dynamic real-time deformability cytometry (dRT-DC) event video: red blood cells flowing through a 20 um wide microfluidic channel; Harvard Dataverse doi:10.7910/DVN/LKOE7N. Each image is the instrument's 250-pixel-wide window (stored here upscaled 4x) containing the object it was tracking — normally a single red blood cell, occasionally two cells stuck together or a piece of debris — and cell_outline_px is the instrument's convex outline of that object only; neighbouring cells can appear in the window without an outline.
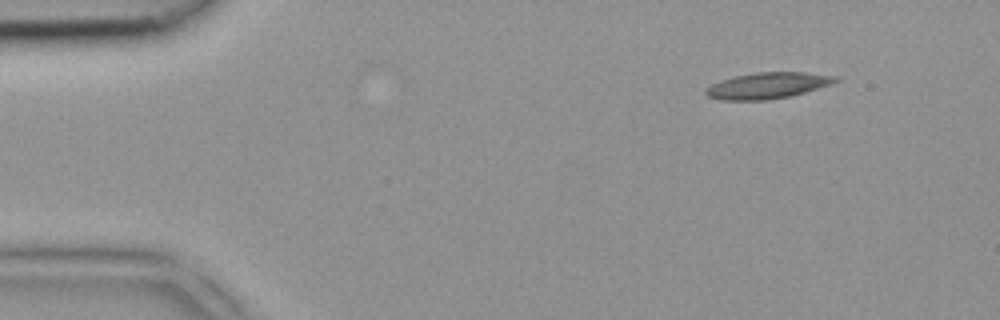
{"species": "common noctule bat (a hibernating species)", "species_latin": "Nyctalus noctula", "temperature_condition": "room temperature", "stored_images_in_passage": 2, "camera_frame_rate_fps": 3000, "um_per_image_px": 0.085, "animal": {"sex": "female", "body_mass_g": 18.4}, "frame": {"image": 1, "passage_image": 1, "time_ms": 0.0, "image_size_px": [1000, 320], "cell_outline_px": [[840, 80], [832, 84], [804, 92], [788, 96], [764, 100], [720, 100], [708, 96], [704, 92], [704, 88], [720, 80], [736, 76], [756, 72], [804, 72], [836, 76]], "centroid_in_image_um": [65.22, 7.27], "position_along_channel_um": 19.8, "area_um2": 19.65}}